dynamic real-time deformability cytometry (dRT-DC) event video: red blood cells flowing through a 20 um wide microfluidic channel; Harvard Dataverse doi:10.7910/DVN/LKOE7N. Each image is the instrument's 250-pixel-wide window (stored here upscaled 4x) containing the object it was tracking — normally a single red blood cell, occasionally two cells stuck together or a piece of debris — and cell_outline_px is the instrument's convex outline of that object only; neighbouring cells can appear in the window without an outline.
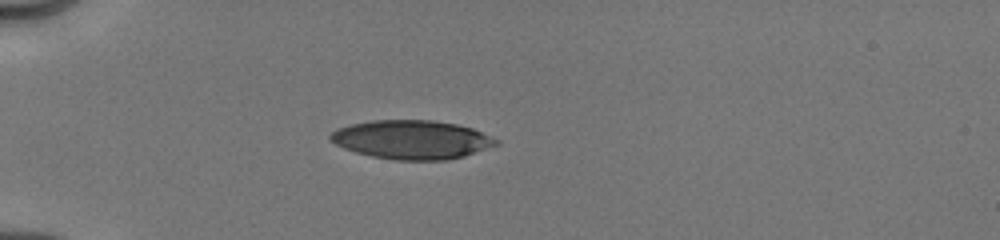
{"species": "human", "species_latin": "Homo sapiens", "temperature_condition": "cold", "stored_images_in_passage": 51, "camera_frame_rate_fps": 3000, "um_per_image_px": 0.085, "donor": {"sex": "male"}, "frame": {"image": 1, "passage_image": 1, "time_ms": 0.0, "image_size_px": [1000, 240], "cell_outline_px": [[500, 144], [464, 156], [444, 160], [396, 160], [372, 156], [356, 152], [344, 148], [336, 144], [328, 136], [336, 128], [352, 124], [372, 120], [432, 120], [456, 124], [472, 128], [500, 140]], "centroid_in_image_um": [35.02, 11.86], "position_along_channel_um": 50.0, "area_um2": 37.4}}
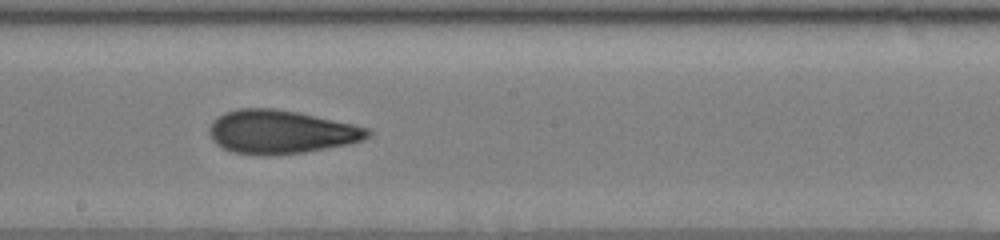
{"frame": {"image": 2, "passage_image": 21, "time_ms": 5.0, "image_size_px": [1000, 240], "cell_outline_px": [[372, 132], [364, 140], [348, 144], [304, 152], [268, 156], [260, 156], [232, 152], [216, 144], [212, 140], [208, 132], [208, 128], [212, 120], [224, 112], [236, 108], [276, 108], [296, 112], [352, 124], [368, 128]], "centroid_in_image_um": [23.81, 11.22], "position_along_channel_um": 224.4, "area_um2": 40.34}}
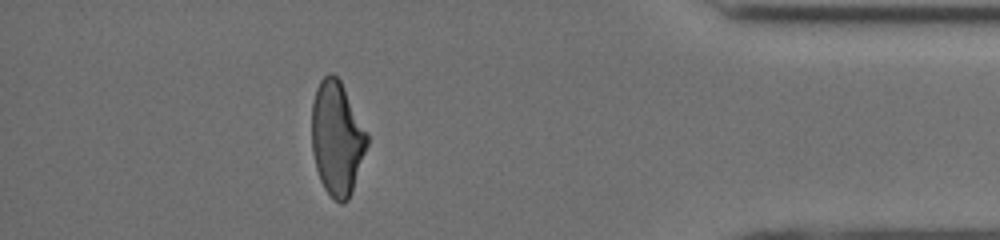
{"frame": {"image": 3, "passage_image": 44, "time_ms": 10.333, "image_size_px": [1000, 240], "cell_outline_px": [[368, 144], [352, 192], [348, 200], [344, 204], [340, 204], [324, 188], [320, 180], [316, 168], [312, 152], [312, 104], [316, 88], [320, 80], [328, 72], [332, 72], [340, 80], [368, 132]], "centroid_in_image_um": [28.64, 11.75], "position_along_channel_um": 406.6, "area_um2": 36.93}, "authors_computed_cell_mechanics": {"area_um2": 39.015, "velocity_mm_per_s": 4.0418, "shape_relaxation_time_tau1_ms": 8.0865, "shape_relaxation_time_tau2_ms": 1.8924, "deformation_change_tau1": 0.2309, "deformation_change_tau2": 0.0986}}